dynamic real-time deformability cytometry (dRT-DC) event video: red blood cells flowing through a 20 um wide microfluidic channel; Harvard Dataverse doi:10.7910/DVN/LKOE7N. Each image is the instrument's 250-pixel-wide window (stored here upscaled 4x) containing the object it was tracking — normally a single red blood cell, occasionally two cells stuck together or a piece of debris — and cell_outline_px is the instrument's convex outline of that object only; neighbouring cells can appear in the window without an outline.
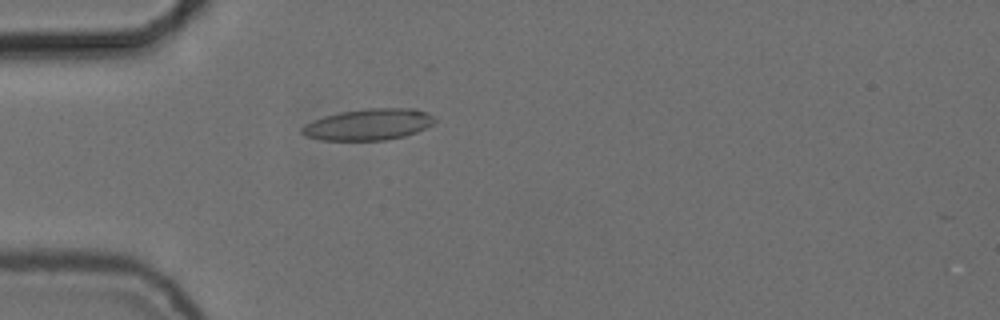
{"species": "common noctule bat (a hibernating species)", "species_latin": "Nyctalus noctula", "temperature_condition": "cold", "stored_images_in_passage": 9, "camera_frame_rate_fps": 3000, "um_per_image_px": 0.085, "animal": {"sex": "female", "body_mass_g": 24.6, "forearm_length_mm": 56.2}, "frame": {"image": 1, "passage_image": 2, "time_ms": 0.333, "image_size_px": [1000, 320], "cell_outline_px": [[436, 120], [432, 124], [416, 132], [404, 136], [388, 140], [324, 140], [304, 136], [300, 132], [300, 128], [304, 124], [312, 120], [324, 116], [340, 112], [368, 108], [416, 108], [428, 112], [436, 116]], "centroid_in_image_um": [31.33, 10.57], "position_along_channel_um": 53.7, "area_um2": 24.51}}